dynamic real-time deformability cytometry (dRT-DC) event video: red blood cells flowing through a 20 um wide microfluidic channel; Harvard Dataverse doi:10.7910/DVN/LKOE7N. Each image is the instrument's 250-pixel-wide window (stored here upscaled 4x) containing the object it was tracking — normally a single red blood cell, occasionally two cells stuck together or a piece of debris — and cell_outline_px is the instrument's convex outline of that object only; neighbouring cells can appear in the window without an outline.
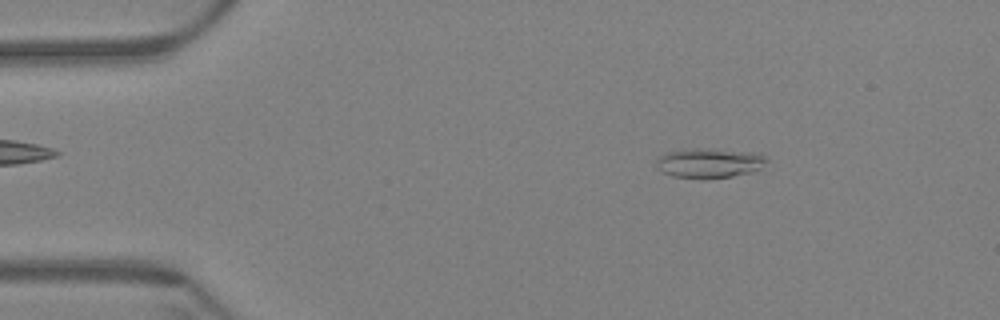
{"species": "Egyptian fruit bat (a non-hibernating species)", "species_latin": "Rousettus aegyptiacus", "temperature_condition": "warm", "stored_images_in_passage": 60, "camera_frame_rate_fps": 3000, "um_per_image_px": 0.085, "animal": {"sex": "female"}, "frame": {"image": 1, "passage_image": 9, "time_ms": 2.667, "image_size_px": [1000, 320], "cell_outline_px": [[768, 160], [760, 168], [752, 172], [732, 176], [704, 180], [672, 176], [656, 168], [656, 160], [664, 152], [684, 148], [708, 148], [752, 152], [764, 156]], "centroid_in_image_um": [60.23, 13.86], "position_along_channel_um": 24.8, "area_um2": 19.54}}
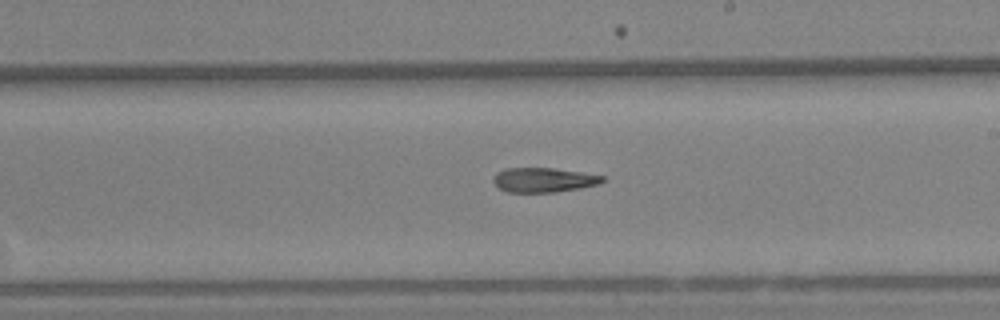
{"frame": {"image": 2, "passage_image": 35, "time_ms": 11.333, "image_size_px": [1000, 320], "cell_outline_px": [[604, 180], [596, 184], [580, 188], [556, 192], [508, 192], [500, 188], [492, 180], [492, 176], [496, 172], [504, 168], [552, 168], [580, 172], [604, 176]], "centroid_in_image_um": [46.15, 15.29], "position_along_channel_um": 242.9, "area_um2": 15.49}}
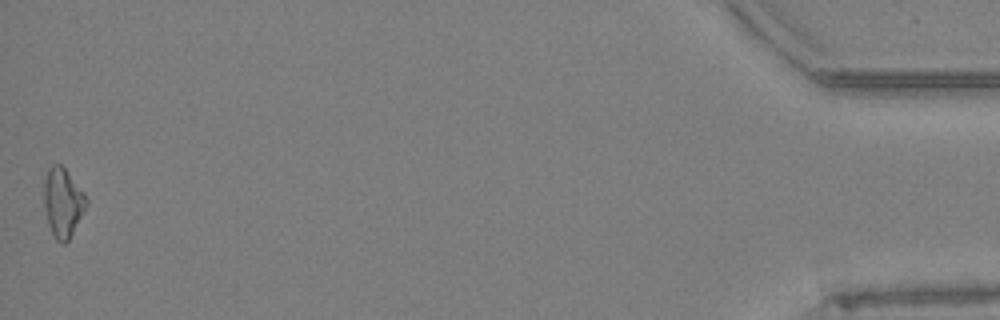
{"frame": {"image": 3, "passage_image": 60, "time_ms": 19.667, "image_size_px": [1000, 320], "cell_outline_px": [[88, 204], [68, 240], [64, 244], [60, 244], [56, 240], [48, 224], [44, 208], [44, 184], [48, 168], [52, 164], [60, 164], [64, 168], [84, 192], [88, 200]], "centroid_in_image_um": [5.34, 17.22], "position_along_channel_um": 429.9, "area_um2": 16.94}, "authors_computed_cell_mechanics": {"area_um2": 16.762, "velocity_mm_per_s": 3.3859, "shape_relaxation_time_tau1_ms": null, "shape_relaxation_time_tau2_ms": 8.0903, "deformation_change_tau1": null, "deformation_change_tau2": 0.1967}}